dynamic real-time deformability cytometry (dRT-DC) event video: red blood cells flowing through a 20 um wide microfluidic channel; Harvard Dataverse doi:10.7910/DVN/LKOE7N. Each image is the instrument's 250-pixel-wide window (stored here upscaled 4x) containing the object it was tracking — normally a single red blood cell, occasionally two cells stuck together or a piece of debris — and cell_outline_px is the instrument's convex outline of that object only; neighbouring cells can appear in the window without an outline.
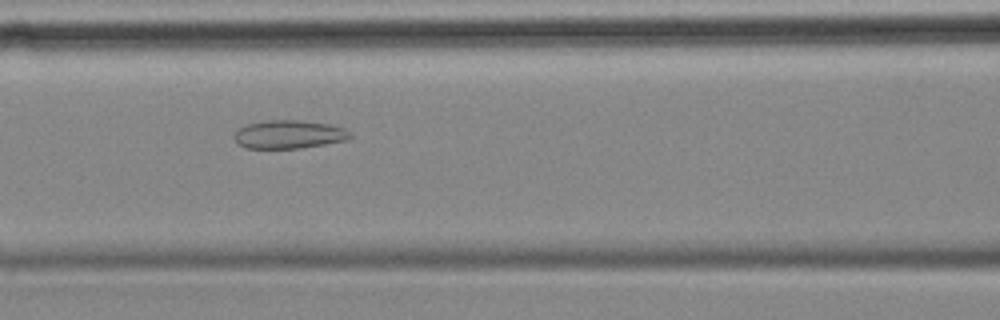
{"species": "common noctule bat (a hibernating species)", "species_latin": "Nyctalus noctula", "temperature_condition": "cold", "stored_images_in_passage": 55, "camera_frame_rate_fps": 3000, "um_per_image_px": 0.085, "animal": {"sex": "female", "body_mass_g": 18.4}, "frame": {"image": 1, "passage_image": 23, "time_ms": 7.333, "image_size_px": [1000, 320], "cell_outline_px": [[352, 136], [348, 140], [300, 148], [248, 148], [240, 144], [232, 136], [240, 128], [248, 124], [264, 120], [300, 120], [328, 124], [344, 128], [352, 132]], "centroid_in_image_um": [24.6, 11.42], "position_along_channel_um": 142.0, "area_um2": 19.07}}
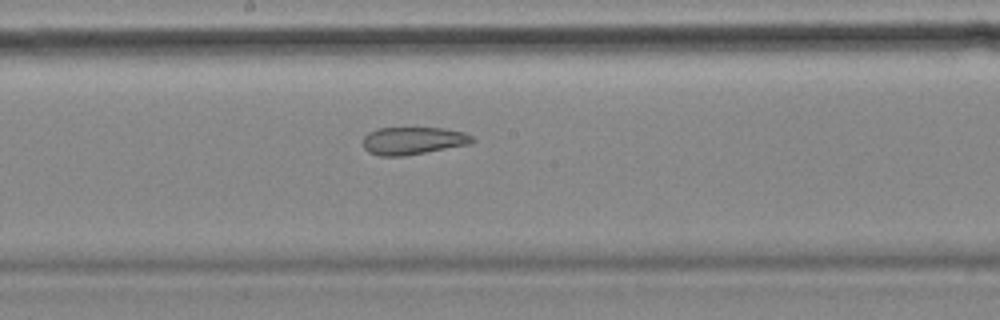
{"frame": {"image": 2, "passage_image": 29, "time_ms": 9.333, "image_size_px": [1000, 320], "cell_outline_px": [[476, 140], [468, 144], [404, 156], [380, 156], [368, 152], [364, 148], [364, 136], [368, 132], [376, 128], [444, 128], [464, 132], [472, 136]], "centroid_in_image_um": [35.09, 11.95], "position_along_channel_um": 213.1, "area_um2": 17.51}}
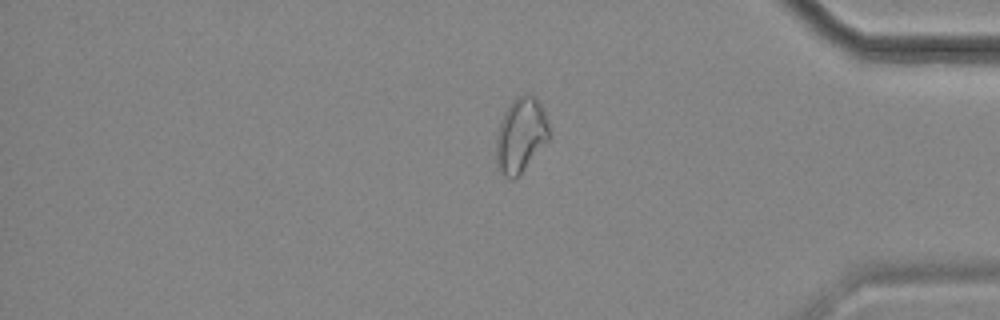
{"frame": {"image": 3, "passage_image": 46, "time_ms": 15.0, "image_size_px": [1000, 320], "cell_outline_px": [[552, 136], [524, 168], [512, 180], [504, 176], [496, 168], [496, 136], [500, 120], [504, 112], [512, 100], [516, 96], [528, 92], [532, 92], [536, 96], [544, 108], [548, 120]], "centroid_in_image_um": [44.28, 11.42], "position_along_channel_um": 390.9, "area_um2": 23.64}, "authors_computed_cell_mechanics": {"area_um2": 23.8136, "velocity_mm_per_s": 3.5693, "shape_relaxation_time_tau1_ms": null, "shape_relaxation_time_tau2_ms": 2.7844, "deformation_change_tau1": null, "deformation_change_tau2": 0.0977}}